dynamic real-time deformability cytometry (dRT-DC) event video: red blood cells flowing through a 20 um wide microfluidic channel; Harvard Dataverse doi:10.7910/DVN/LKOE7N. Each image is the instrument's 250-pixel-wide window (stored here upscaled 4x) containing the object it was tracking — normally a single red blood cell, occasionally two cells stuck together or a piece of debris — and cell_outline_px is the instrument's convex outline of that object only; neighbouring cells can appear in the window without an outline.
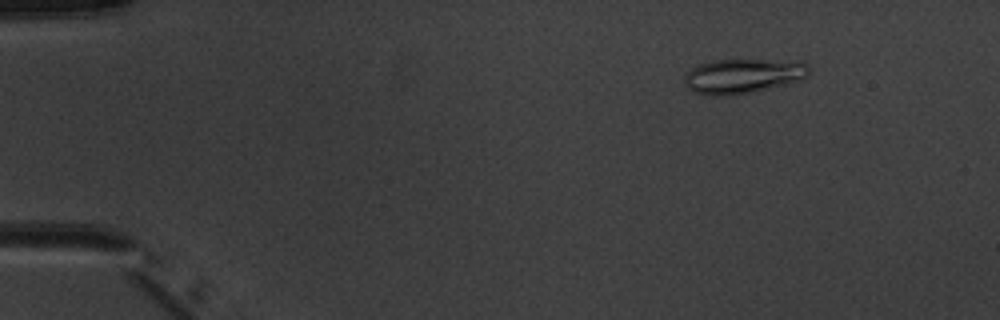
{"species": "common noctule bat (a hibernating species)", "species_latin": "Nyctalus noctula", "temperature_condition": "warm", "stored_images_in_passage": 6, "camera_frame_rate_fps": 3000, "um_per_image_px": 0.085, "animal": {"sex": "male", "body_mass_g": 20.1, "forearm_length_mm": 53.5}, "frame": {"image": 1, "passage_image": 2, "time_ms": 1.0, "image_size_px": [1000, 320], "cell_outline_px": [[808, 76], [800, 80], [784, 84], [748, 92], [728, 96], [724, 96], [692, 92], [688, 88], [684, 80], [684, 72], [700, 64], [716, 60], [804, 60], [808, 64]], "centroid_in_image_um": [63.16, 6.44], "position_along_channel_um": 21.8, "area_um2": 25.03}}
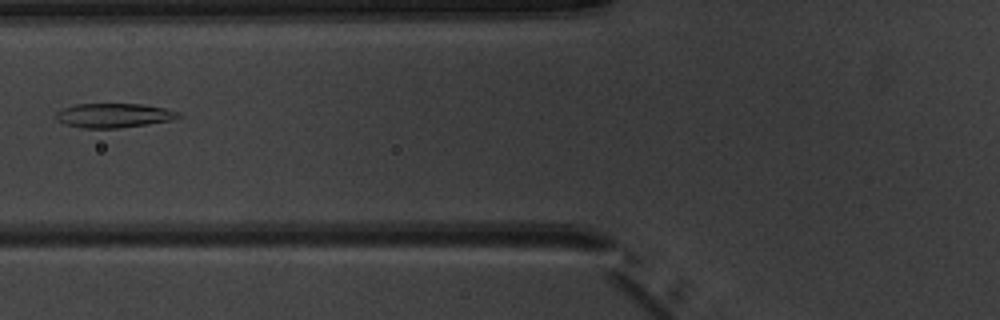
{"frame": {"image": 2, "passage_image": 6, "time_ms": 5.667, "image_size_px": [1000, 320], "cell_outline_px": [[180, 116], [172, 120], [148, 124], [120, 128], [84, 128], [64, 124], [56, 120], [52, 116], [56, 112], [64, 108], [76, 104], [144, 104], [168, 108], [180, 112]], "centroid_in_image_um": [9.66, 9.81], "position_along_channel_um": 116.1, "area_um2": 17.57}}